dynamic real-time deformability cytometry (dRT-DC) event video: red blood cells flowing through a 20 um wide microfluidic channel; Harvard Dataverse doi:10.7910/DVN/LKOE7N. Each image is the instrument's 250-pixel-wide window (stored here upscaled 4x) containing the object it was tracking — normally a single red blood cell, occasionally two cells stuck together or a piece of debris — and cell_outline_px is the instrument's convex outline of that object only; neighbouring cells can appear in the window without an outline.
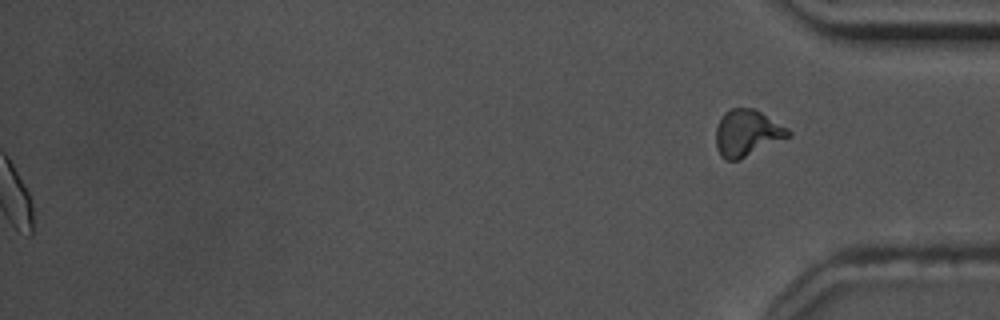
{"species": "common noctule bat (a hibernating species)", "species_latin": "Nyctalus noctula", "temperature_condition": "warm", "stored_images_in_passage": 59, "segment_of_instrument_passage": [2, 2], "camera_frame_rate_fps": 3000, "um_per_image_px": 0.085, "animal": {"sex": "male", "body_mass_g": 17.5, "forearm_length_mm": 52.3}, "frame": {"image": 1, "passage_image": 59, "time_ms": 19.333, "image_size_px": [1000, 320], "cell_outline_px": [[792, 136], [740, 160], [724, 160], [720, 156], [716, 148], [716, 128], [724, 112], [732, 108], [756, 108], [788, 128], [792, 132]], "centroid_in_image_um": [63.53, 11.32], "position_along_channel_um": 371.7, "area_um2": 20.0}}